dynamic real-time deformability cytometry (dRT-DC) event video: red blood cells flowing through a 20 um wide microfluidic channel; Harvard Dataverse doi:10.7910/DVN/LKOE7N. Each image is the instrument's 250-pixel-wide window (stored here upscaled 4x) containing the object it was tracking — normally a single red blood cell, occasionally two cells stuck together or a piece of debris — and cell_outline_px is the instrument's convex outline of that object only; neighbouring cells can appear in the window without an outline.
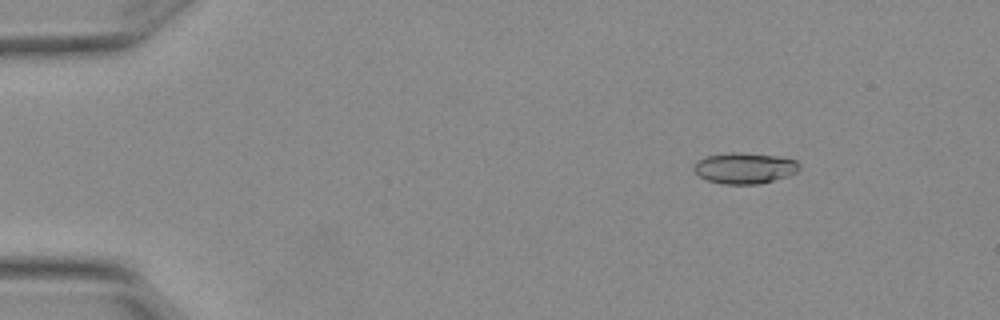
{"species": "Egyptian fruit bat (a non-hibernating species)", "species_latin": "Rousettus aegyptiacus", "temperature_condition": "warm", "stored_images_in_passage": 7, "camera_frame_rate_fps": 3000, "um_per_image_px": 0.085, "animal": {"sex": "female"}, "frame": {"image": 1, "passage_image": 1, "time_ms": 0.0, "image_size_px": [1000, 320], "cell_outline_px": [[800, 168], [796, 172], [788, 176], [760, 184], [724, 184], [708, 180], [700, 176], [692, 168], [700, 160], [708, 156], [728, 152], [732, 152], [776, 156], [796, 160], [800, 164]], "centroid_in_image_um": [63.33, 14.3], "position_along_channel_um": 21.7, "area_um2": 18.79}}
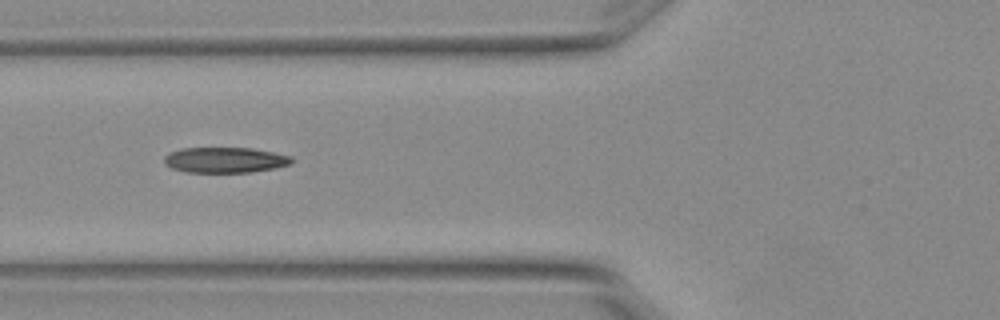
{"frame": {"image": 2, "passage_image": 5, "time_ms": 1.333, "image_size_px": [1000, 320], "cell_outline_px": [[292, 160], [288, 164], [276, 168], [248, 172], [188, 172], [172, 168], [164, 164], [164, 156], [168, 152], [180, 148], [252, 148], [292, 156]], "centroid_in_image_um": [19.08, 13.59], "position_along_channel_um": 106.7, "area_um2": 18.9}}
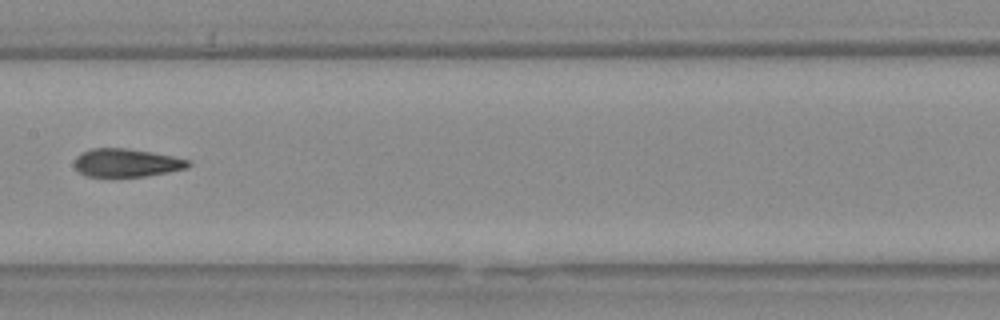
{"frame": {"image": 3, "passage_image": 7, "time_ms": 2.0, "image_size_px": [1000, 320], "cell_outline_px": [[192, 164], [188, 168], [168, 172], [144, 176], [84, 176], [76, 168], [76, 156], [92, 148], [124, 148], [172, 156], [188, 160]], "centroid_in_image_um": [10.77, 13.84], "position_along_channel_um": 196.6, "area_um2": 18.32}}